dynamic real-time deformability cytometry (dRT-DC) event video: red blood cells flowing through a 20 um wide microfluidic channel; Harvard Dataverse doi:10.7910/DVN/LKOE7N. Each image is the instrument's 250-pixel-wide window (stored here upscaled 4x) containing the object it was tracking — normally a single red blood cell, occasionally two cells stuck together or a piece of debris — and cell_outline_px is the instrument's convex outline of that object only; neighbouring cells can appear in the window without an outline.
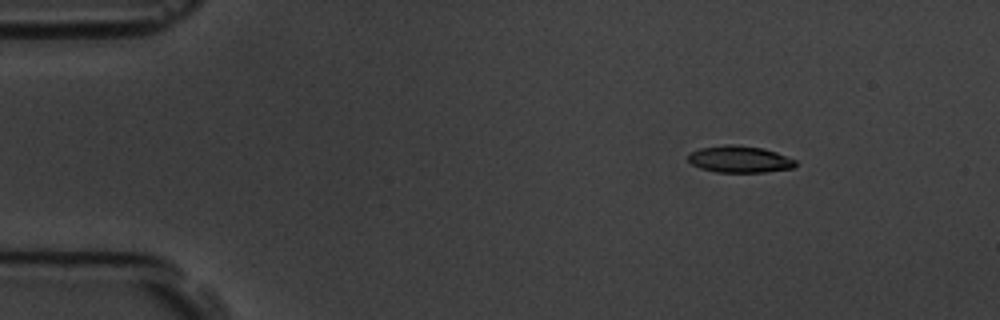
{"species": "common noctule bat (a hibernating species)", "species_latin": "Nyctalus noctula", "temperature_condition": "room temperature", "stored_images_in_passage": 14, "camera_frame_rate_fps": 3000, "um_per_image_px": 0.085, "animal": {"sex": "male", "body_mass_g": 19.5, "forearm_length_mm": 54.6}, "frame": {"image": 1, "passage_image": 2, "time_ms": 1.0, "image_size_px": [1000, 320], "cell_outline_px": [[796, 164], [792, 168], [764, 172], [716, 172], [700, 168], [692, 164], [688, 160], [688, 152], [700, 148], [724, 144], [736, 144], [764, 148], [776, 152], [796, 160]], "centroid_in_image_um": [62.83, 13.52], "position_along_channel_um": 22.2, "area_um2": 16.88}}
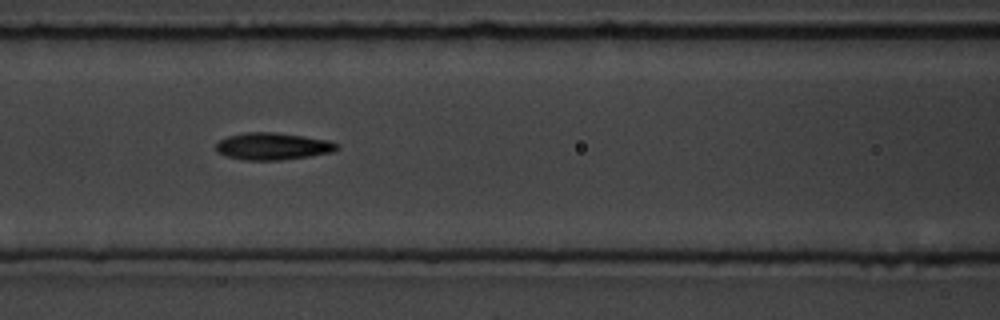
{"frame": {"image": 2, "passage_image": 6, "time_ms": 6.333, "image_size_px": [1000, 320], "cell_outline_px": [[340, 148], [332, 152], [308, 156], [280, 160], [244, 160], [224, 156], [216, 152], [216, 144], [220, 140], [228, 136], [248, 132], [272, 132], [328, 140], [340, 144]], "centroid_in_image_um": [23.17, 12.44], "position_along_channel_um": 143.4, "area_um2": 19.02}}
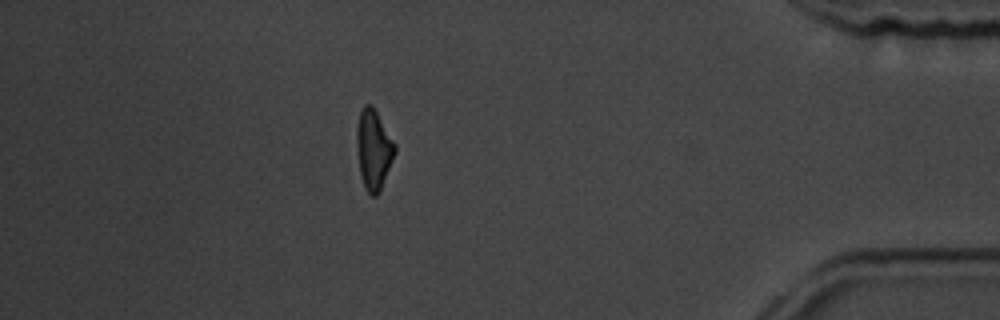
{"frame": {"image": 3, "passage_image": 13, "time_ms": 14.333, "image_size_px": [1000, 320], "cell_outline_px": [[396, 152], [380, 192], [376, 196], [372, 196], [364, 188], [360, 176], [356, 144], [356, 128], [360, 112], [364, 104], [372, 104], [396, 144]], "centroid_in_image_um": [31.75, 12.72], "position_along_channel_um": 403.4, "area_um2": 18.03}, "authors_computed_cell_mechanics": {"area_um2": 18.0047, "velocity_mm_per_s": 3.8166, "shape_relaxation_time_tau1_ms": 4.3517, "shape_relaxation_time_tau2_ms": 2.9994, "deformation_change_tau1": 0.1386, "deformation_change_tau2": 0.1049}}